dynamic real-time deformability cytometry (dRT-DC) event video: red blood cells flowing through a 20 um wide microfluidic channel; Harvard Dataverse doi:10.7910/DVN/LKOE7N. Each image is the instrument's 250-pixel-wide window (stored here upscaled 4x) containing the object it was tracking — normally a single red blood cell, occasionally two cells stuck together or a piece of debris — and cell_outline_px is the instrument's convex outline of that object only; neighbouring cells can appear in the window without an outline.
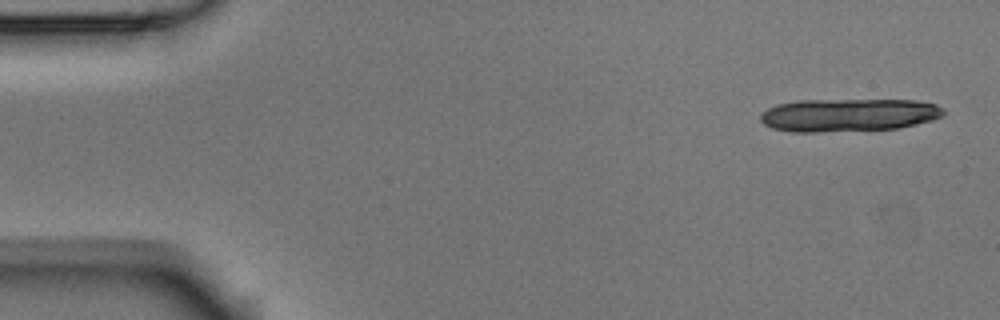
{"species": "Egyptian fruit bat (a non-hibernating species)", "species_latin": "Rousettus aegyptiacus", "temperature_condition": "room temperature", "stored_images_in_passage": 5, "camera_frame_rate_fps": 3000, "um_per_image_px": 0.085, "animal": {"sex": "male"}, "frame": {"image": 1, "passage_image": 1, "time_ms": 0.0, "image_size_px": [1000, 320], "cell_outline_px": [[944, 116], [932, 120], [900, 128], [816, 132], [792, 132], [772, 128], [764, 124], [760, 120], [760, 116], [768, 108], [776, 104], [796, 100], [916, 100], [936, 104], [944, 108]], "centroid_in_image_um": [72.13, 9.77], "position_along_channel_um": 12.9, "area_um2": 35.37}}
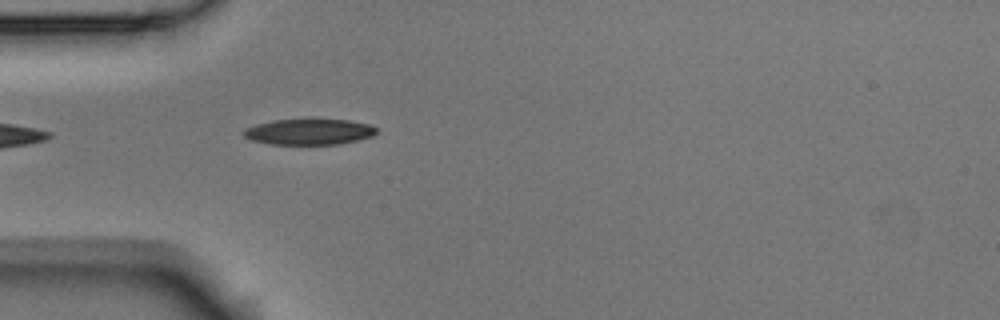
{"frame": {"image": 2, "passage_image": 5, "time_ms": 1.333, "image_size_px": [1000, 320], "cell_outline_px": [[380, 132], [372, 136], [340, 144], [268, 144], [252, 140], [244, 136], [244, 128], [256, 124], [272, 120], [312, 116], [348, 120], [368, 124], [376, 128]], "centroid_in_image_um": [26.28, 11.15], "position_along_channel_um": 58.7, "area_um2": 20.92}}